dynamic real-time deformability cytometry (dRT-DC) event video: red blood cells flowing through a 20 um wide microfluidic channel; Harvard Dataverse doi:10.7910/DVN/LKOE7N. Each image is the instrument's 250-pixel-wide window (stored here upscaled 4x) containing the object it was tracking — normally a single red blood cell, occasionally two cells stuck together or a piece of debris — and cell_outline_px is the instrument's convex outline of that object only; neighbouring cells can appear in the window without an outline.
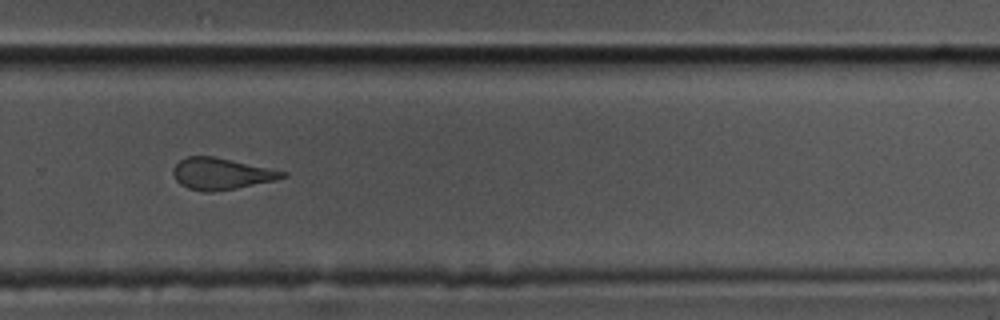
{"species": "common noctule bat (a hibernating species)", "species_latin": "Nyctalus noctula", "temperature_condition": "cold", "stored_images_in_passage": 14, "camera_frame_rate_fps": 3000, "um_per_image_px": 0.085, "animal": {"sex": "male", "body_mass_g": 17.5, "forearm_length_mm": 52.3}, "frame": {"image": 1, "passage_image": 10, "time_ms": 3.0, "image_size_px": [1000, 320], "cell_outline_px": [[288, 176], [276, 180], [236, 188], [212, 192], [204, 192], [188, 188], [180, 184], [176, 180], [172, 172], [172, 168], [180, 160], [188, 156], [212, 156], [288, 172]], "centroid_in_image_um": [18.79, 14.77], "position_along_channel_um": 311.0, "area_um2": 20.0}}